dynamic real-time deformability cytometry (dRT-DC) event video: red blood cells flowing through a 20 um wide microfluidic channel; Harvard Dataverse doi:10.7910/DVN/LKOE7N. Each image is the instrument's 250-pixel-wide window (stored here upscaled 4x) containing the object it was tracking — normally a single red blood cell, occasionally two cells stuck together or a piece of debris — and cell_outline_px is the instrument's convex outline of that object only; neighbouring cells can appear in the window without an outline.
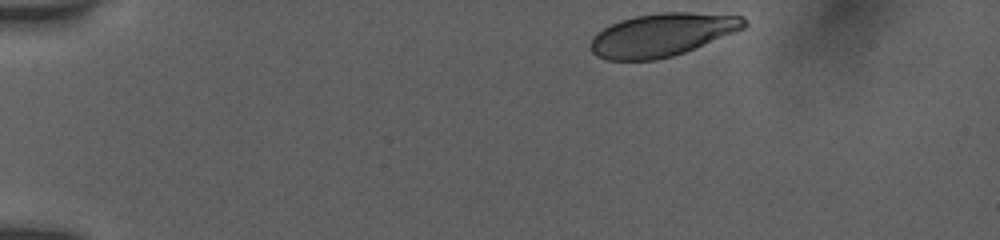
{"species": "human", "species_latin": "Homo sapiens", "temperature_condition": "room temperature", "stored_images_in_passage": 38, "camera_frame_rate_fps": 3000, "um_per_image_px": 0.085, "donor": {"sex": "female"}, "frame": {"image": 1, "passage_image": 1, "time_ms": 0.0, "image_size_px": [1000, 240], "cell_outline_px": [[748, 24], [744, 28], [684, 52], [672, 56], [656, 60], [608, 60], [596, 56], [592, 52], [592, 36], [596, 32], [620, 20], [636, 16], [660, 12], [688, 12], [744, 16]], "centroid_in_image_um": [56.27, 2.95], "position_along_channel_um": 28.7, "area_um2": 38.21}}
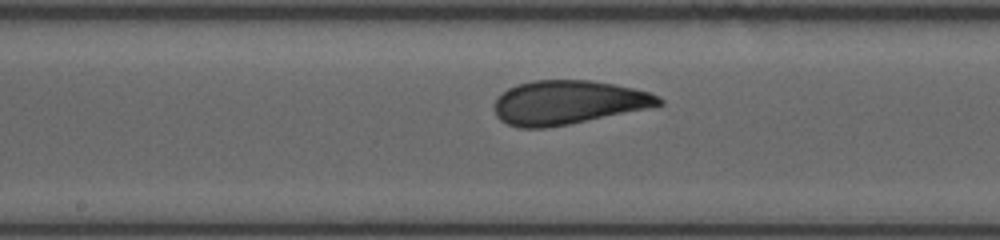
{"frame": {"image": 2, "passage_image": 21, "time_ms": 6.667, "image_size_px": [1000, 240], "cell_outline_px": [[664, 104], [648, 108], [548, 128], [520, 128], [508, 124], [500, 120], [496, 116], [496, 100], [508, 88], [516, 84], [532, 80], [592, 80], [632, 88], [648, 92], [660, 96], [664, 100]], "centroid_in_image_um": [48.29, 8.7], "position_along_channel_um": 199.9, "area_um2": 41.85}}
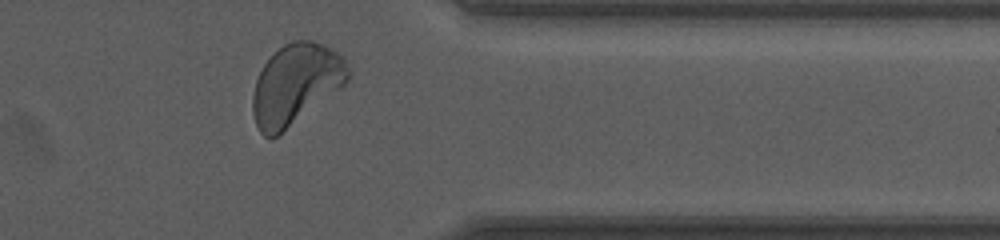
{"frame": {"image": 3, "passage_image": 36, "time_ms": 11.667, "image_size_px": [1000, 240], "cell_outline_px": [[348, 80], [340, 88], [276, 136], [264, 136], [260, 132], [256, 124], [252, 112], [252, 96], [256, 80], [264, 64], [284, 44], [292, 40], [312, 40], [324, 44], [336, 52], [344, 60], [348, 68]], "centroid_in_image_um": [25.11, 7.14], "position_along_channel_um": 386.3, "area_um2": 43.81}, "authors_computed_cell_mechanics": {"area_um2": 41.9339, "velocity_mm_per_s": 3.8799, "shape_relaxation_time_tau1_ms": 3.4598, "shape_relaxation_time_tau2_ms": null, "deformation_change_tau1": 0.1597, "deformation_change_tau2": null}}